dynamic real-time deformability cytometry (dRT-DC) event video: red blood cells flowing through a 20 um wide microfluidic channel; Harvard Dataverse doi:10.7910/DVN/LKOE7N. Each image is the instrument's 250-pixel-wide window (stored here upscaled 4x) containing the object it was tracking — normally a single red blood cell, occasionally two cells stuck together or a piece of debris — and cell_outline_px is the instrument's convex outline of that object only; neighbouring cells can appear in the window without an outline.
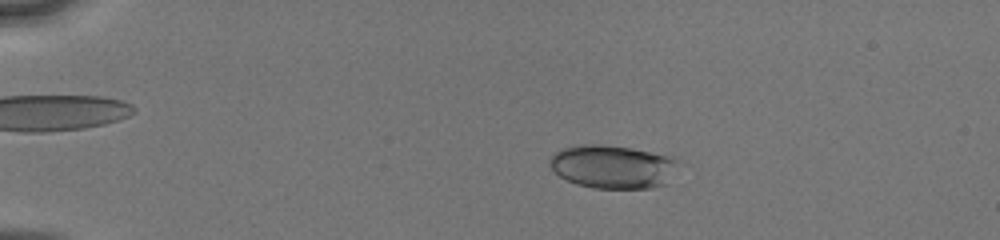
{"species": "human", "species_latin": "Homo sapiens", "temperature_condition": "cold", "stored_images_in_passage": 10, "camera_frame_rate_fps": 3000, "um_per_image_px": 0.085, "donor": {"sex": "male"}, "frame": {"image": 1, "passage_image": 5, "time_ms": 2.667, "image_size_px": [1000, 240], "cell_outline_px": [[680, 160], [668, 184], [652, 188], [592, 188], [576, 184], [560, 176], [548, 164], [548, 160], [556, 152], [564, 148], [584, 144], [600, 144], [632, 148], [676, 156]], "centroid_in_image_um": [52.15, 14.16], "position_along_channel_um": 32.9, "area_um2": 32.89}}
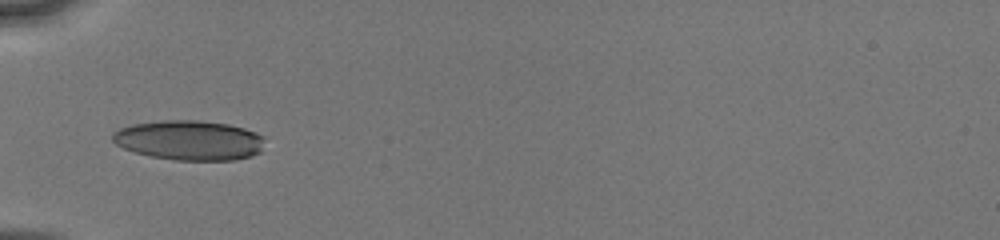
{"frame": {"image": 2, "passage_image": 9, "time_ms": 5.333, "image_size_px": [1000, 240], "cell_outline_px": [[264, 136], [260, 152], [252, 156], [236, 160], [176, 160], [152, 156], [136, 152], [124, 148], [116, 144], [112, 140], [112, 132], [120, 128], [132, 124], [164, 120], [200, 120], [228, 124], [244, 128], [256, 132]], "centroid_in_image_um": [16.1, 11.91], "position_along_channel_um": 68.9, "area_um2": 35.32}}